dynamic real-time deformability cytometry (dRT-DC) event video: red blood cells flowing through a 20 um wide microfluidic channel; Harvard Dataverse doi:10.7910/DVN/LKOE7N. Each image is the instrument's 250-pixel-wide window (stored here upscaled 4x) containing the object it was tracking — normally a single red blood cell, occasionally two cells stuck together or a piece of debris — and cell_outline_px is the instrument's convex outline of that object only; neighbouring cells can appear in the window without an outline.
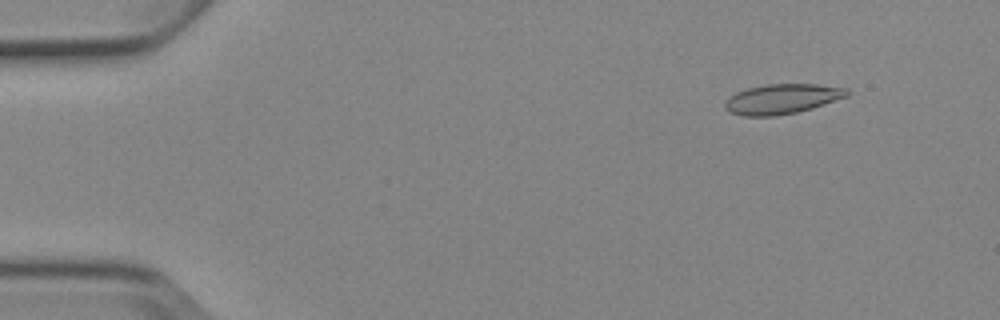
{"species": "Egyptian fruit bat (a non-hibernating species)", "species_latin": "Rousettus aegyptiacus", "temperature_condition": "cold", "stored_images_in_passage": 5, "camera_frame_rate_fps": 3000, "um_per_image_px": 0.085, "animal": {"sex": "female"}, "frame": {"image": 1, "passage_image": 2, "time_ms": 1.333, "image_size_px": [1000, 320], "cell_outline_px": [[848, 96], [812, 108], [796, 112], [772, 116], [744, 116], [728, 112], [724, 108], [724, 104], [728, 96], [736, 92], [748, 88], [764, 84], [816, 84], [848, 88]], "centroid_in_image_um": [66.43, 8.4], "position_along_channel_um": 18.6, "area_um2": 21.33}}
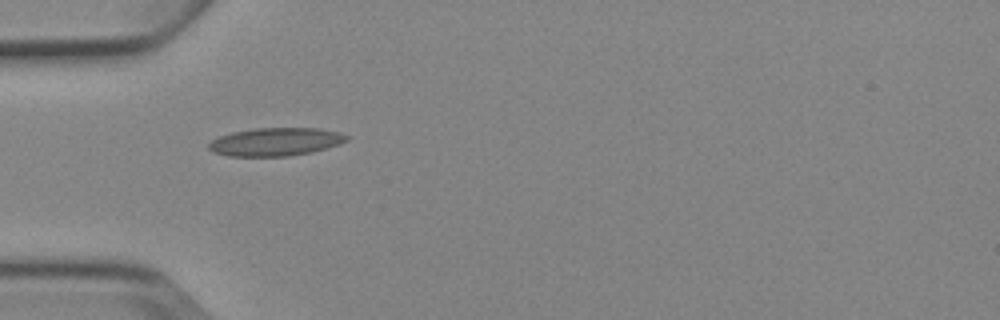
{"frame": {"image": 2, "passage_image": 5, "time_ms": 5.0, "image_size_px": [1000, 320], "cell_outline_px": [[348, 140], [340, 144], [312, 152], [288, 156], [228, 156], [212, 152], [208, 148], [208, 144], [212, 140], [220, 136], [232, 132], [252, 128], [320, 128], [340, 132], [348, 136]], "centroid_in_image_um": [23.42, 12.05], "position_along_channel_um": 61.6, "area_um2": 22.72}}